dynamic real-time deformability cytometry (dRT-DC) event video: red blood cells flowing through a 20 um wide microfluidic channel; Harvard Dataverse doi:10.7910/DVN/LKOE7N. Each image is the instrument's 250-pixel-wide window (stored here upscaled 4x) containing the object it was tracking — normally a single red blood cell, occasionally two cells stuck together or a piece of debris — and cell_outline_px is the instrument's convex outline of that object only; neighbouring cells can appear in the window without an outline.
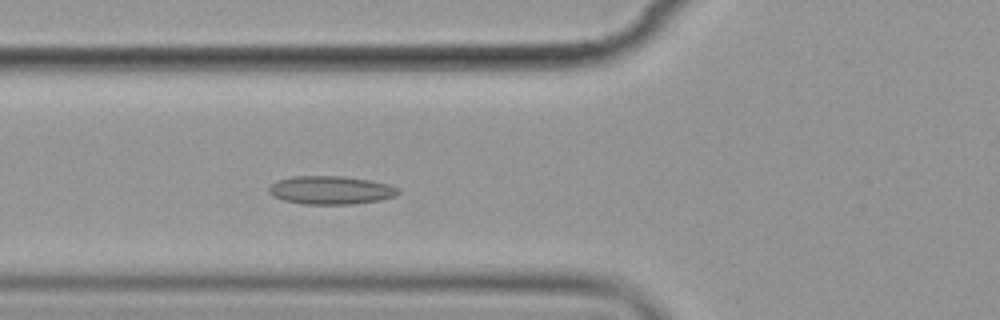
{"species": "common noctule bat (a hibernating species)", "species_latin": "Nyctalus noctula", "temperature_condition": "cold", "stored_images_in_passage": 5, "camera_frame_rate_fps": 3000, "um_per_image_px": 0.085, "animal": {"sex": "female", "body_mass_g": 19.9}, "frame": {"image": 1, "passage_image": 5, "time_ms": 5.333, "image_size_px": [1000, 320], "cell_outline_px": [[400, 192], [396, 196], [380, 200], [352, 204], [304, 204], [284, 200], [272, 196], [268, 192], [268, 188], [276, 180], [292, 176], [340, 176], [368, 180], [388, 184], [400, 188]], "centroid_in_image_um": [28.11, 16.16], "position_along_channel_um": 97.7, "area_um2": 21.39}}